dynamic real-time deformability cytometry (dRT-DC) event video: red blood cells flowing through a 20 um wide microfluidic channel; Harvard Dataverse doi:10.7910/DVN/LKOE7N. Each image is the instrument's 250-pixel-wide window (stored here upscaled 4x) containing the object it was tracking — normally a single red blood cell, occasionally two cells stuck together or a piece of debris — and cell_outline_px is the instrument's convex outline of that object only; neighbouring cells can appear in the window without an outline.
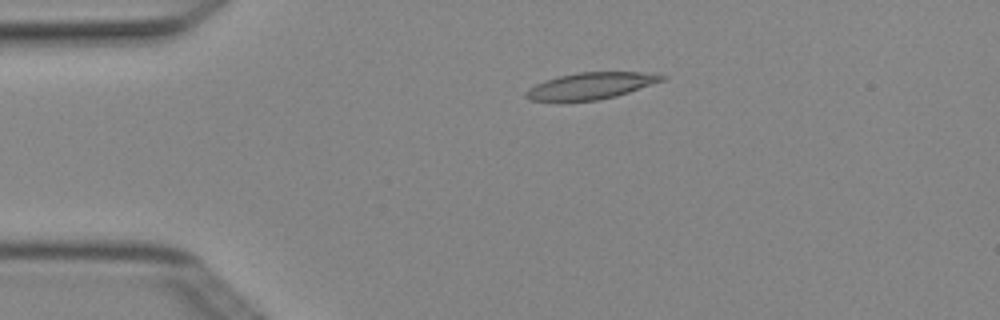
{"species": "Egyptian fruit bat (a non-hibernating species)", "species_latin": "Rousettus aegyptiacus", "temperature_condition": "cold", "stored_images_in_passage": 2, "camera_frame_rate_fps": 3000, "um_per_image_px": 0.085, "animal": {"sex": "female"}, "frame": {"image": 1, "passage_image": 1, "time_ms": 0.0, "image_size_px": [1000, 320], "cell_outline_px": [[668, 76], [664, 80], [616, 96], [596, 100], [532, 100], [524, 96], [524, 92], [528, 88], [544, 80], [560, 76], [580, 72], [640, 72]], "centroid_in_image_um": [50.2, 7.28], "position_along_channel_um": 34.8, "area_um2": 20.63}}